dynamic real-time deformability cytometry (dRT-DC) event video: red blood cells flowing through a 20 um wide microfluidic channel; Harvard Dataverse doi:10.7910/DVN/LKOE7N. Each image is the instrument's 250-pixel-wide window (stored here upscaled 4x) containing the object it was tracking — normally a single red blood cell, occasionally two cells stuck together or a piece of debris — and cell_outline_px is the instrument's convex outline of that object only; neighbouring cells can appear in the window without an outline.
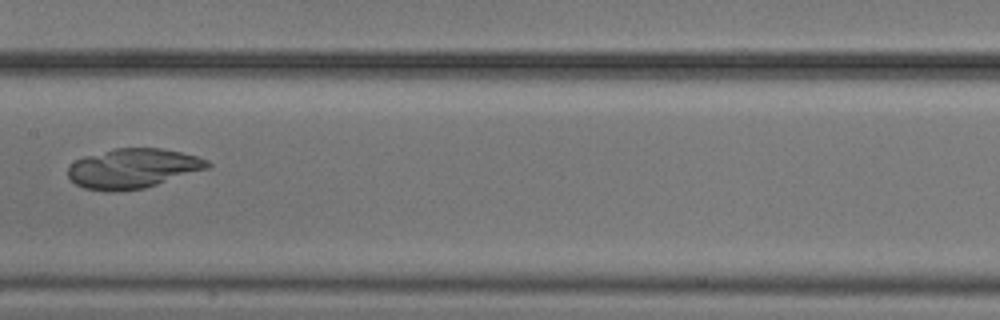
{"species": "common noctule bat (a hibernating species)", "species_latin": "Nyctalus noctula", "temperature_condition": "cold", "stored_images_in_passage": 7, "camera_frame_rate_fps": 3000, "um_per_image_px": 0.085, "animal": {"sex": "male", "body_mass_g": 20.5, "forearm_length_mm": 52.5}, "frame": {"image": 1, "passage_image": 6, "time_ms": 1.667, "image_size_px": [1000, 320], "cell_outline_px": [[212, 168], [144, 188], [112, 192], [84, 188], [76, 184], [68, 176], [68, 168], [76, 160], [84, 156], [112, 148], [160, 148], [180, 152], [196, 156], [208, 160], [212, 164]], "centroid_in_image_um": [11.33, 14.31], "position_along_channel_um": 196.1, "area_um2": 32.43}}
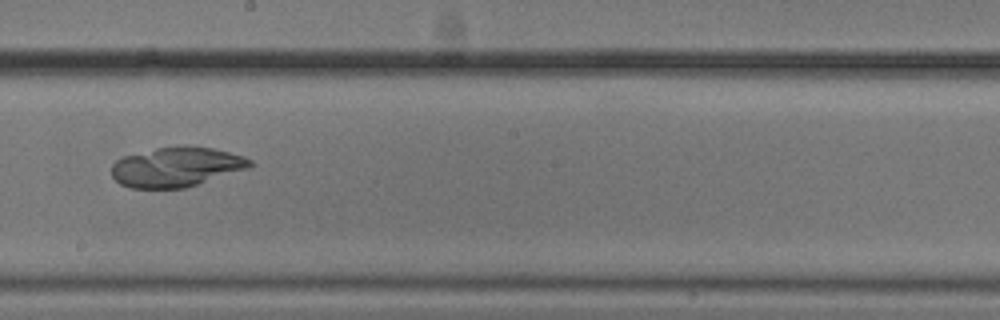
{"frame": {"image": 2, "passage_image": 7, "time_ms": 2.0, "image_size_px": [1000, 320], "cell_outline_px": [[256, 164], [248, 168], [184, 188], [128, 188], [120, 184], [112, 176], [112, 164], [116, 160], [124, 156], [156, 148], [180, 144], [188, 144], [212, 148], [244, 156], [252, 160]], "centroid_in_image_um": [14.99, 14.17], "position_along_channel_um": 233.2, "area_um2": 32.25}}